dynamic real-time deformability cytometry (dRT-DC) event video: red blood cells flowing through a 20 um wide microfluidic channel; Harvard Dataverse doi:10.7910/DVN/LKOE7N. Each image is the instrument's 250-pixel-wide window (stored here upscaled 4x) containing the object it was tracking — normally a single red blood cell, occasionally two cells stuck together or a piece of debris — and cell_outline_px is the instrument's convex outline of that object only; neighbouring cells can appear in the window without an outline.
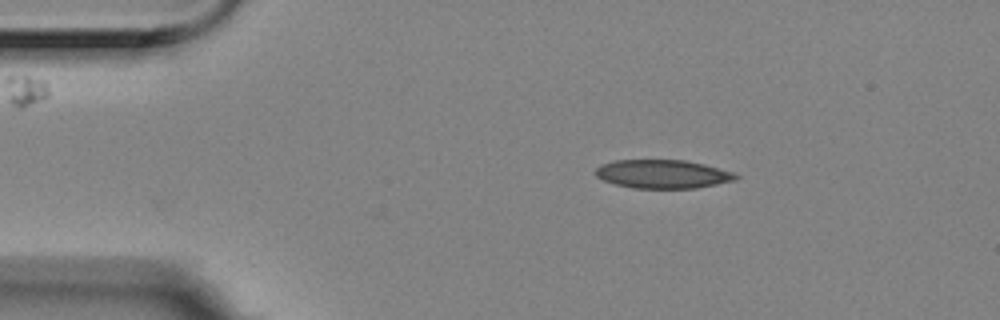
{"species": "Egyptian fruit bat (a non-hibernating species)", "species_latin": "Rousettus aegyptiacus", "temperature_condition": "room temperature", "stored_images_in_passage": 4, "camera_frame_rate_fps": 3000, "um_per_image_px": 0.085, "animal": {"sex": "female"}, "frame": {"image": 1, "passage_image": 1, "time_ms": 0.0, "image_size_px": [1000, 320], "cell_outline_px": [[740, 176], [736, 180], [696, 188], [632, 188], [616, 184], [604, 180], [596, 176], [592, 172], [600, 164], [616, 160], [684, 160], [704, 164], [736, 172]], "centroid_in_image_um": [56.34, 14.79], "position_along_channel_um": 28.7, "area_um2": 23.52}}
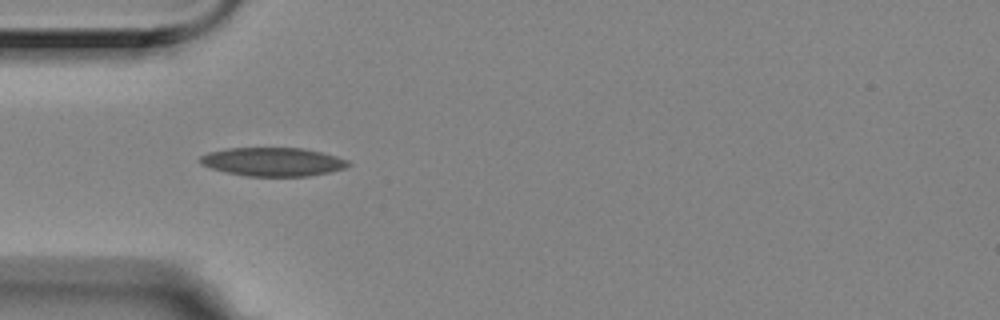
{"frame": {"image": 2, "passage_image": 3, "time_ms": 0.667, "image_size_px": [1000, 320], "cell_outline_px": [[352, 164], [344, 168], [328, 172], [308, 176], [244, 176], [212, 168], [200, 164], [200, 156], [208, 152], [224, 148], [304, 148], [336, 156], [348, 160]], "centroid_in_image_um": [23.18, 13.75], "position_along_channel_um": 61.8, "area_um2": 24.62}}
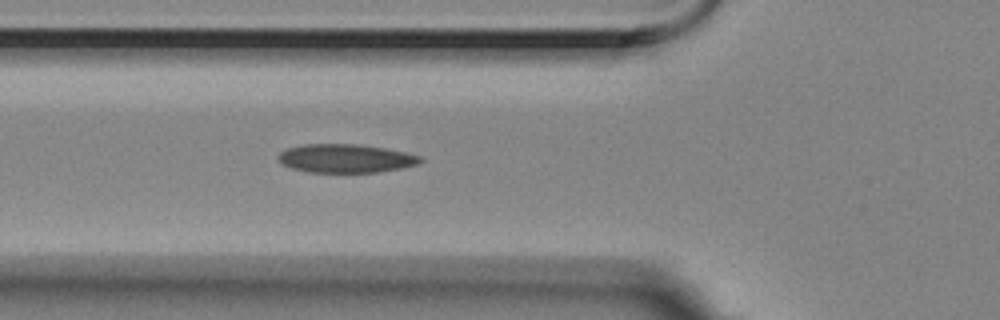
{"frame": {"image": 3, "passage_image": 4, "time_ms": 1.0, "image_size_px": [1000, 320], "cell_outline_px": [[424, 160], [416, 164], [400, 168], [376, 172], [308, 172], [292, 168], [284, 164], [276, 156], [280, 152], [288, 148], [304, 144], [356, 144], [384, 148], [404, 152], [420, 156]], "centroid_in_image_um": [29.36, 13.46], "position_along_channel_um": 96.4, "area_um2": 23.35}}